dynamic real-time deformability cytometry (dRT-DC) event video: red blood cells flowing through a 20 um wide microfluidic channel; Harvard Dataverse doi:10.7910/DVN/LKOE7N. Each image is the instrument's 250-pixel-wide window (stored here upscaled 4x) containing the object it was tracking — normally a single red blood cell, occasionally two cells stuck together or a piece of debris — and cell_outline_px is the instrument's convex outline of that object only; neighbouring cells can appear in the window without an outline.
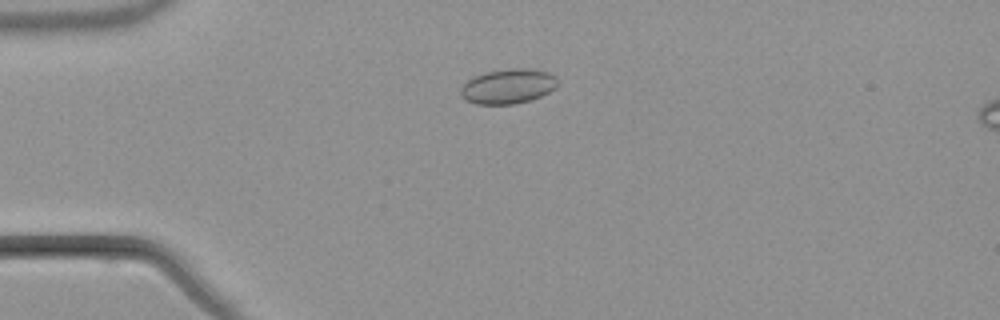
{"species": "common noctule bat (a hibernating species)", "species_latin": "Nyctalus noctula", "temperature_condition": "warm", "stored_images_in_passage": 7, "camera_frame_rate_fps": 3000, "um_per_image_px": 0.085, "animal": {"sex": "male", "body_mass_g": 21.5, "forearm_length_mm": 52.0}, "frame": {"image": 1, "passage_image": 4, "time_ms": 3.667, "image_size_px": [1000, 320], "cell_outline_px": [[556, 88], [540, 96], [528, 100], [512, 104], [476, 104], [460, 96], [460, 88], [468, 80], [484, 72], [512, 68], [532, 68], [548, 72], [556, 76]], "centroid_in_image_um": [43.18, 7.32], "position_along_channel_um": 41.8, "area_um2": 19.54}}
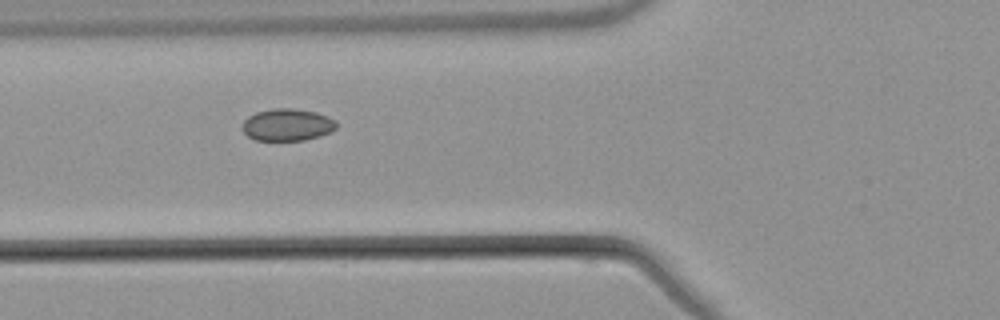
{"frame": {"image": 2, "passage_image": 6, "time_ms": 6.0, "image_size_px": [1000, 320], "cell_outline_px": [[336, 128], [320, 136], [304, 140], [256, 140], [248, 136], [240, 128], [244, 120], [248, 116], [256, 112], [272, 108], [292, 108], [316, 112], [328, 116], [336, 120]], "centroid_in_image_um": [24.4, 10.6], "position_along_channel_um": 101.4, "area_um2": 17.69}}
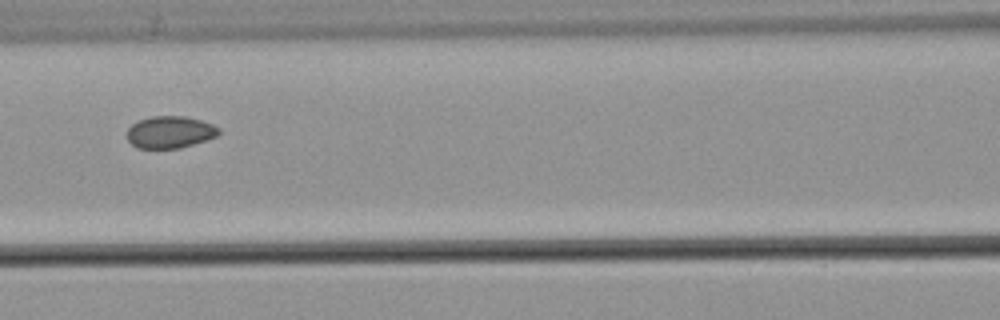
{"frame": {"image": 3, "passage_image": 7, "time_ms": 7.333, "image_size_px": [1000, 320], "cell_outline_px": [[220, 132], [216, 136], [180, 148], [140, 148], [132, 144], [128, 140], [128, 128], [132, 124], [140, 120], [152, 116], [184, 116], [200, 120], [212, 124], [220, 128]], "centroid_in_image_um": [14.45, 11.22], "position_along_channel_um": 152.1, "area_um2": 16.88}}